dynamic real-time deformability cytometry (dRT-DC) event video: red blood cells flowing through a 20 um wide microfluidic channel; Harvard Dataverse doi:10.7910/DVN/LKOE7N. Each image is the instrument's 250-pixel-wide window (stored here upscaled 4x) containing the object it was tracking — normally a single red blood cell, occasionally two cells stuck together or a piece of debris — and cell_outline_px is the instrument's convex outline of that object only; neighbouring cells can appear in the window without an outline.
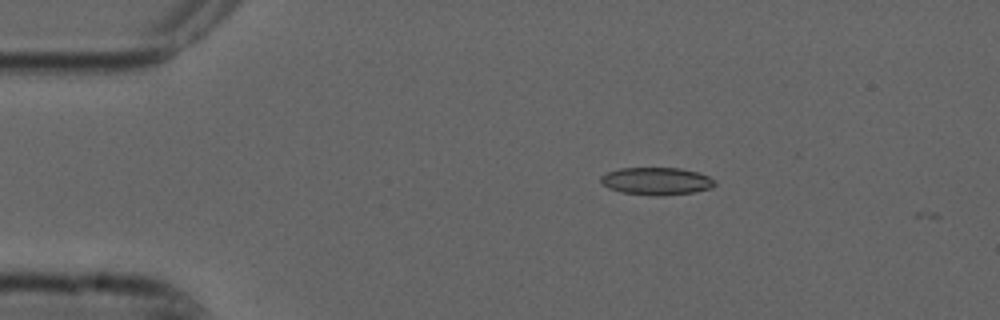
{"species": "common noctule bat (a hibernating species)", "species_latin": "Nyctalus noctula", "temperature_condition": "cold", "stored_images_in_passage": 3, "camera_frame_rate_fps": 3000, "um_per_image_px": 0.085, "animal": {"sex": "male", "forearm_length_mm": 52.5}, "frame": {"image": 1, "passage_image": 1, "time_ms": 0.0, "image_size_px": [1000, 320], "cell_outline_px": [[716, 184], [712, 188], [692, 192], [660, 196], [656, 196], [620, 192], [608, 188], [600, 180], [600, 176], [608, 172], [620, 168], [680, 168], [696, 172], [708, 176]], "centroid_in_image_um": [55.77, 15.4], "position_along_channel_um": 29.2, "area_um2": 18.15}}